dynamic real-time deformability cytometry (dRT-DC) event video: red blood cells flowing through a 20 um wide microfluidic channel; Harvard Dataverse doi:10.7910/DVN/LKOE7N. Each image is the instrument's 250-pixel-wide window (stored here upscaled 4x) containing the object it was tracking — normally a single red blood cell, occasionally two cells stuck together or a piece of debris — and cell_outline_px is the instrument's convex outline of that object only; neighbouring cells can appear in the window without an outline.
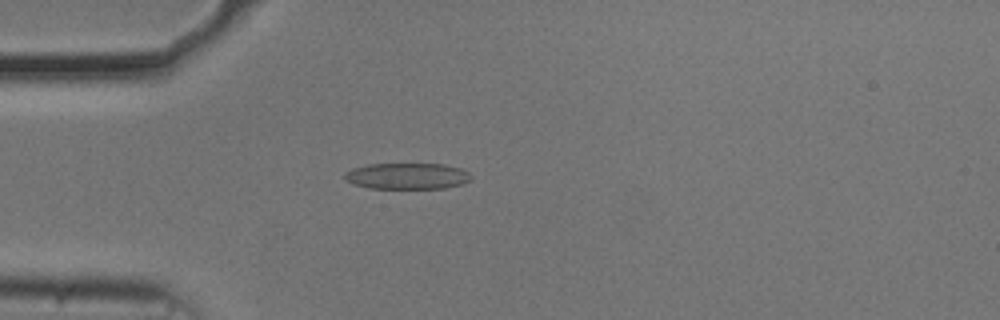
{"species": "common noctule bat (a hibernating species)", "species_latin": "Nyctalus noctula", "temperature_condition": "cold", "stored_images_in_passage": 47, "camera_frame_rate_fps": 3000, "um_per_image_px": 0.085, "animal": {"sex": "male", "body_mass_g": 20.5, "forearm_length_mm": 52.5}, "frame": {"image": 1, "passage_image": 8, "time_ms": 2.333, "image_size_px": [1000, 320], "cell_outline_px": [[472, 176], [468, 180], [460, 184], [444, 188], [368, 188], [352, 184], [344, 180], [344, 172], [352, 168], [368, 164], [444, 164], [460, 168], [468, 172]], "centroid_in_image_um": [34.54, 14.96], "position_along_channel_um": 50.5, "area_um2": 19.31}}
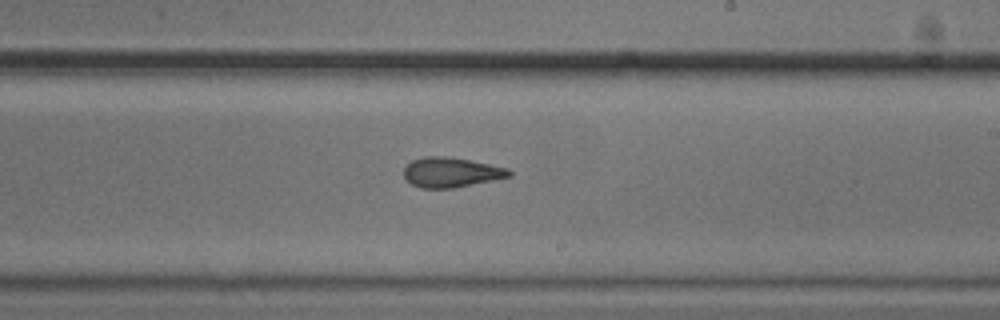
{"frame": {"image": 2, "passage_image": 25, "time_ms": 8.0, "image_size_px": [1000, 320], "cell_outline_px": [[512, 176], [452, 188], [420, 188], [412, 184], [404, 176], [404, 168], [412, 160], [424, 156], [444, 156], [468, 160], [508, 168], [512, 172]], "centroid_in_image_um": [38.33, 14.64], "position_along_channel_um": 250.7, "area_um2": 18.09}}
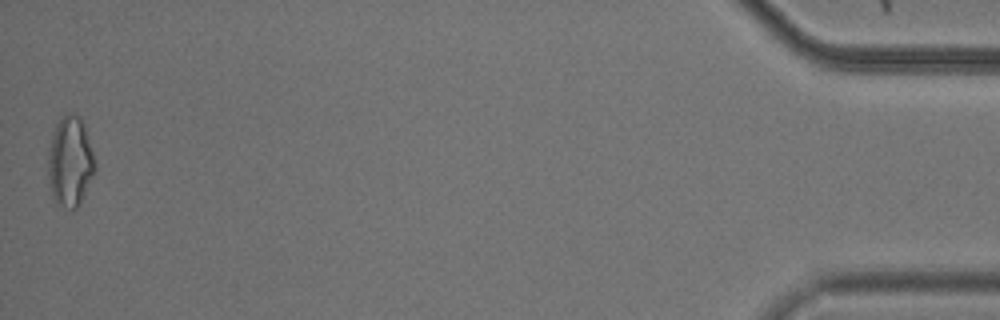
{"frame": {"image": 3, "passage_image": 47, "time_ms": 15.333, "image_size_px": [1000, 320], "cell_outline_px": [[96, 168], [80, 204], [72, 212], [56, 204], [52, 200], [48, 184], [48, 152], [52, 136], [56, 124], [60, 116], [72, 112], [76, 112], [80, 116], [84, 124], [92, 152]], "centroid_in_image_um": [5.93, 13.77], "position_along_channel_um": 429.3, "area_um2": 25.09}, "authors_computed_cell_mechanics": {"area_um2": 18.8428, "velocity_mm_per_s": 3.7048, "shape_relaxation_time_tau1_ms": 7.3866, "shape_relaxation_time_tau2_ms": 2.0213, "deformation_change_tau1": 0.1956, "deformation_change_tau2": 0.104}}